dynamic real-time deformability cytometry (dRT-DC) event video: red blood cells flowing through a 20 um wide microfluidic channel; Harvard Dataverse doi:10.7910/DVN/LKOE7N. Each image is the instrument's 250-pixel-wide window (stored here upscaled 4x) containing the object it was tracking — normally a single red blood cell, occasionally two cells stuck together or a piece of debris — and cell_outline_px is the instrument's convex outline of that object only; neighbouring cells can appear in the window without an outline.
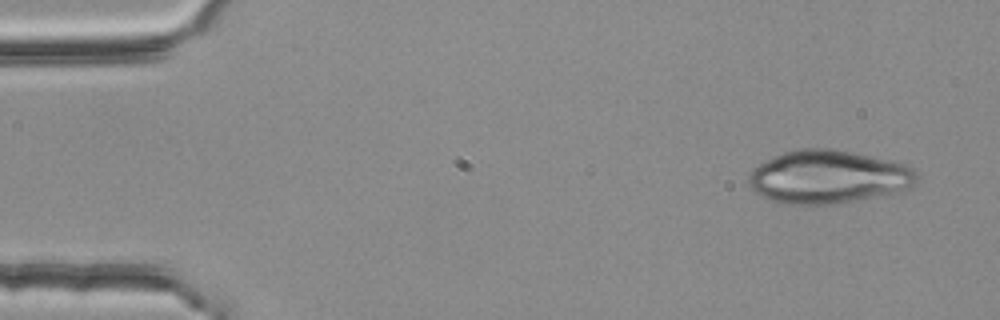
{"species": "common noctule bat (a hibernating species)", "species_latin": "Nyctalus noctula", "temperature_condition": "room temperature", "stored_images_in_passage": 3, "camera_frame_rate_fps": 3000, "um_per_image_px": 0.085, "animal": {"sex": "female", "body_mass_g": 25.1}, "frame": {"image": 1, "passage_image": 1, "time_ms": 0.0, "image_size_px": [1000, 320], "cell_outline_px": [[916, 180], [904, 192], [828, 204], [788, 204], [772, 200], [760, 196], [748, 184], [748, 176], [752, 168], [784, 152], [800, 148], [832, 148], [852, 152], [904, 164], [912, 168], [916, 172]], "centroid_in_image_um": [70.38, 15.04], "position_along_channel_um": 14.6, "area_um2": 51.73}}